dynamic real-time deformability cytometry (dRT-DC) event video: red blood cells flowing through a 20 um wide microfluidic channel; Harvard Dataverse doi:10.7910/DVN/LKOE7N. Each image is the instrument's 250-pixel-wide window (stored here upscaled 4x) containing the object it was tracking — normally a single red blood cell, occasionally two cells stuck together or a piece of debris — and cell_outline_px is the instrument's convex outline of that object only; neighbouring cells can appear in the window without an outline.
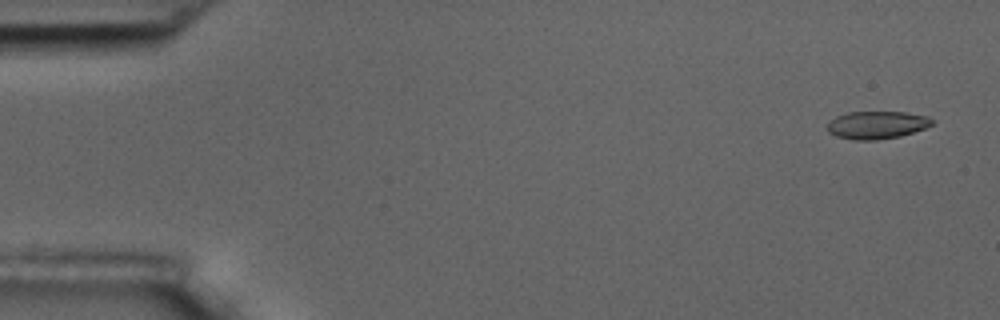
{"species": "common noctule bat (a hibernating species)", "species_latin": "Nyctalus noctula", "temperature_condition": "room temperature", "stored_images_in_passage": 7, "camera_frame_rate_fps": 3000, "um_per_image_px": 0.085, "animal": {"sex": "male", "body_mass_g": 17.5, "forearm_length_mm": 52.3}, "frame": {"image": 1, "passage_image": 1, "time_ms": 0.0, "image_size_px": [1000, 320], "cell_outline_px": [[932, 124], [924, 128], [900, 136], [876, 140], [852, 140], [836, 136], [828, 132], [828, 120], [836, 116], [848, 112], [904, 112], [928, 116], [932, 120]], "centroid_in_image_um": [74.48, 10.62], "position_along_channel_um": 10.5, "area_um2": 16.88}}
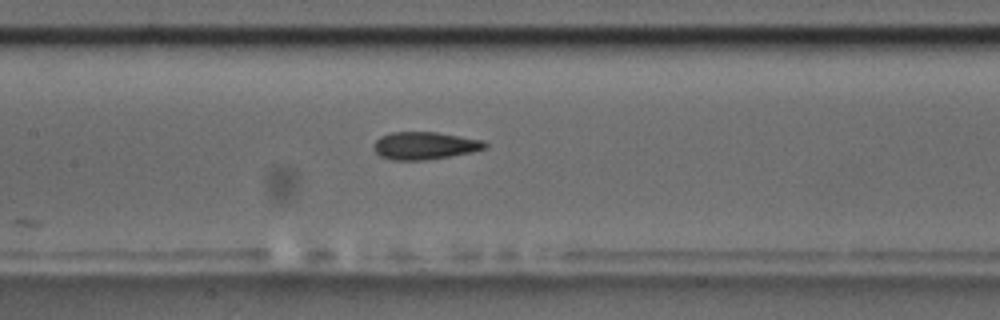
{"frame": {"image": 2, "passage_image": 7, "time_ms": 8.0, "image_size_px": [1000, 320], "cell_outline_px": [[488, 148], [472, 152], [424, 160], [392, 160], [380, 156], [372, 148], [372, 144], [380, 136], [392, 132], [436, 132], [484, 140], [488, 144]], "centroid_in_image_um": [36.09, 12.37], "position_along_channel_um": 171.3, "area_um2": 17.98}}